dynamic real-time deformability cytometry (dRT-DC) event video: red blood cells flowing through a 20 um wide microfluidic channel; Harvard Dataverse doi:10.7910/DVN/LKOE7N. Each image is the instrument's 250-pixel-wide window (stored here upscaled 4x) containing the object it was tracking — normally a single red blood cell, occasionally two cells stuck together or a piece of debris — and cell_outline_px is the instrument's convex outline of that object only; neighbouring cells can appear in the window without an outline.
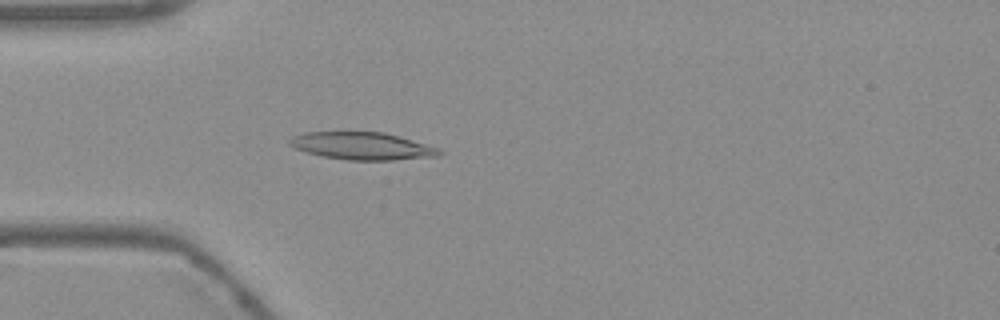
{"species": "Egyptian fruit bat (a non-hibernating species)", "species_latin": "Rousettus aegyptiacus", "temperature_condition": "warm", "stored_images_in_passage": 53, "camera_frame_rate_fps": 3000, "um_per_image_px": 0.085, "frame": {"image": 1, "passage_image": 15, "time_ms": 4.667, "image_size_px": [1000, 320], "cell_outline_px": [[444, 152], [440, 156], [392, 160], [348, 160], [324, 156], [308, 152], [296, 148], [288, 144], [288, 140], [292, 136], [304, 132], [384, 132], [400, 136], [440, 148]], "centroid_in_image_um": [30.83, 12.4], "position_along_channel_um": 54.2, "area_um2": 23.99}}
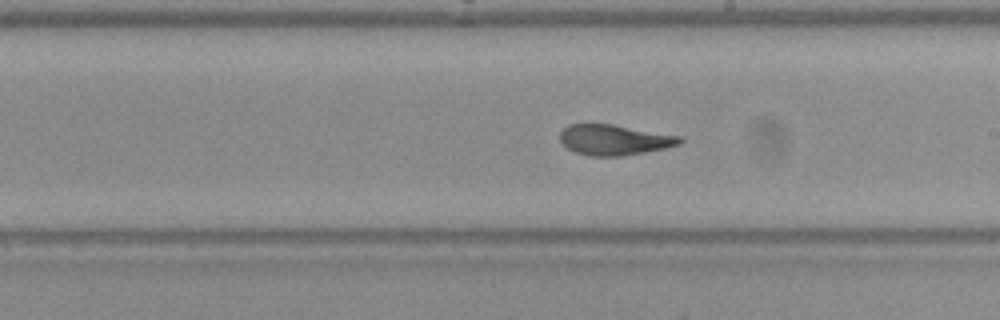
{"frame": {"image": 2, "passage_image": 30, "time_ms": 9.667, "image_size_px": [1000, 320], "cell_outline_px": [[684, 140], [680, 144], [664, 148], [624, 156], [592, 156], [576, 152], [568, 148], [560, 140], [560, 132], [568, 124], [612, 124], [684, 136]], "centroid_in_image_um": [52.26, 11.88], "position_along_channel_um": 236.7, "area_um2": 21.33}}
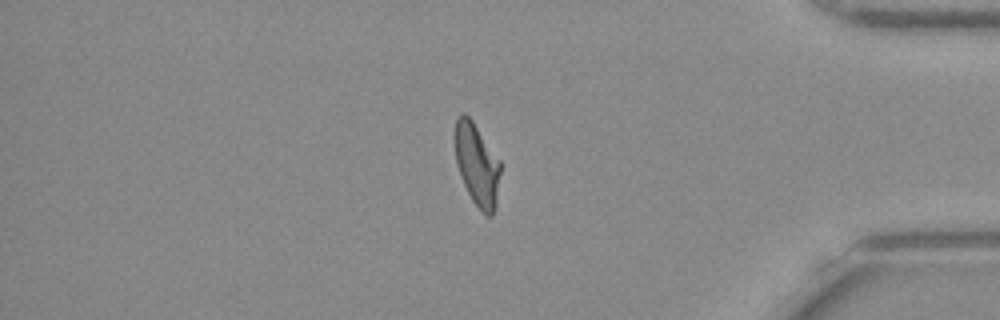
{"frame": {"image": 3, "passage_image": 45, "time_ms": 14.667, "image_size_px": [1000, 320], "cell_outline_px": [[500, 172], [496, 204], [492, 216], [488, 216], [480, 212], [472, 200], [464, 184], [456, 164], [452, 140], [452, 136], [456, 120], [460, 112], [464, 112], [472, 120], [500, 160]], "centroid_in_image_um": [40.49, 13.95], "position_along_channel_um": 394.7, "area_um2": 22.25}, "authors_computed_cell_mechanics": {"area_um2": 22.253, "velocity_mm_per_s": 3.7778, "shape_relaxation_time_tau1_ms": null, "shape_relaxation_time_tau2_ms": 1.8995, "deformation_change_tau1": null, "deformation_change_tau2": 0.0967}}